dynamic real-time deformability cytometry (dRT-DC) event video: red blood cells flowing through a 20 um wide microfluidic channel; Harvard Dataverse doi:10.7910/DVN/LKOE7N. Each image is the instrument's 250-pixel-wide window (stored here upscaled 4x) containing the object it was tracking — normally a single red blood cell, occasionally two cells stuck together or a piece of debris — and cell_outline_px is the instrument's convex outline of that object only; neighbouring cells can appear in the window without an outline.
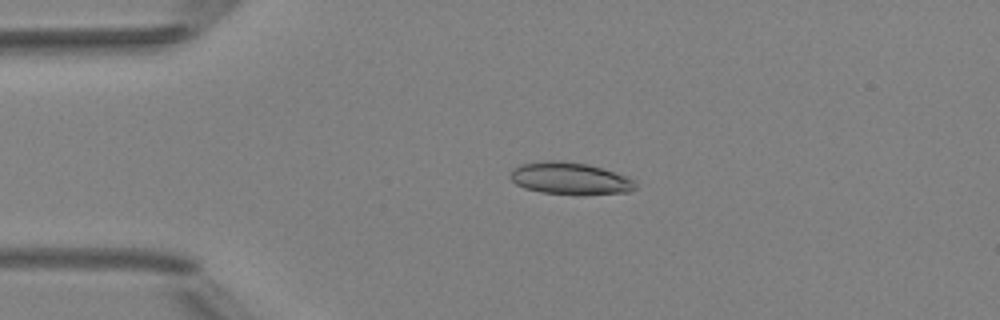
{"species": "Egyptian fruit bat (a non-hibernating species)", "species_latin": "Rousettus aegyptiacus", "temperature_condition": "room temperature", "stored_images_in_passage": 4, "camera_frame_rate_fps": 3000, "um_per_image_px": 0.085, "animal": {"sex": "female"}, "frame": {"image": 1, "passage_image": 3, "time_ms": 2.333, "image_size_px": [1000, 320], "cell_outline_px": [[636, 188], [628, 192], [580, 196], [576, 196], [540, 192], [524, 188], [516, 184], [508, 176], [512, 168], [520, 164], [548, 160], [560, 160], [588, 164], [628, 176], [636, 180]], "centroid_in_image_um": [48.46, 15.19], "position_along_channel_um": 36.5, "area_um2": 24.1}}